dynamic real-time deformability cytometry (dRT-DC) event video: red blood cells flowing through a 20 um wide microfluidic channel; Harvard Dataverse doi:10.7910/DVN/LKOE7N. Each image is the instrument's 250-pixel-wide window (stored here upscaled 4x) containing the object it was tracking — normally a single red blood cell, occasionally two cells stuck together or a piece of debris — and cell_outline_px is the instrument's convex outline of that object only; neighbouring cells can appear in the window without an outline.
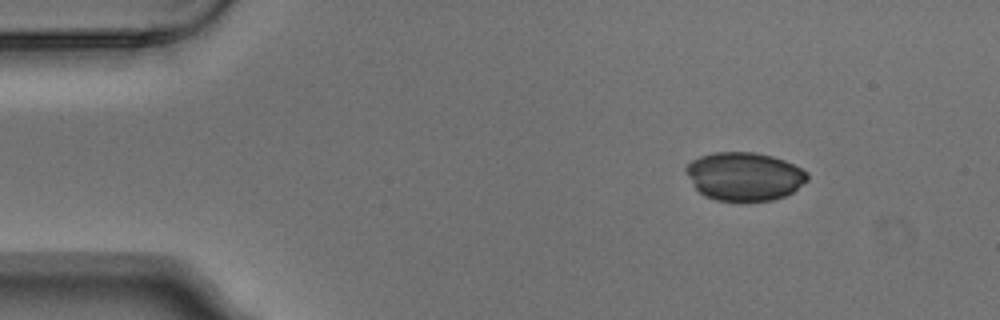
{"species": "Egyptian fruit bat (a non-hibernating species)", "species_latin": "Rousettus aegyptiacus", "temperature_condition": "warm", "stored_images_in_passage": 3, "camera_frame_rate_fps": 3000, "um_per_image_px": 0.085, "animal": {"sex": "male"}, "frame": {"image": 1, "passage_image": 1, "time_ms": 0.0, "image_size_px": [1000, 320], "cell_outline_px": [[808, 180], [792, 192], [784, 196], [772, 200], [716, 200], [704, 196], [696, 188], [684, 168], [692, 160], [700, 156], [712, 152], [752, 152], [772, 156], [784, 160], [808, 172]], "centroid_in_image_um": [63.27, 14.98], "position_along_channel_um": 21.7, "area_um2": 33.87}}
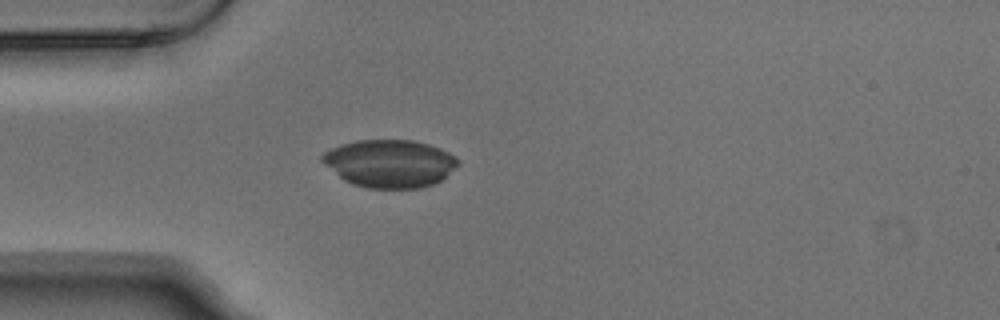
{"frame": {"image": 2, "passage_image": 3, "time_ms": 0.667, "image_size_px": [1000, 320], "cell_outline_px": [[460, 164], [456, 168], [440, 180], [432, 184], [420, 188], [368, 188], [352, 184], [344, 180], [324, 164], [320, 160], [320, 156], [324, 152], [340, 144], [356, 140], [412, 140], [428, 144], [440, 148], [456, 156], [460, 160]], "centroid_in_image_um": [33.13, 13.89], "position_along_channel_um": 51.9, "area_um2": 37.92}}